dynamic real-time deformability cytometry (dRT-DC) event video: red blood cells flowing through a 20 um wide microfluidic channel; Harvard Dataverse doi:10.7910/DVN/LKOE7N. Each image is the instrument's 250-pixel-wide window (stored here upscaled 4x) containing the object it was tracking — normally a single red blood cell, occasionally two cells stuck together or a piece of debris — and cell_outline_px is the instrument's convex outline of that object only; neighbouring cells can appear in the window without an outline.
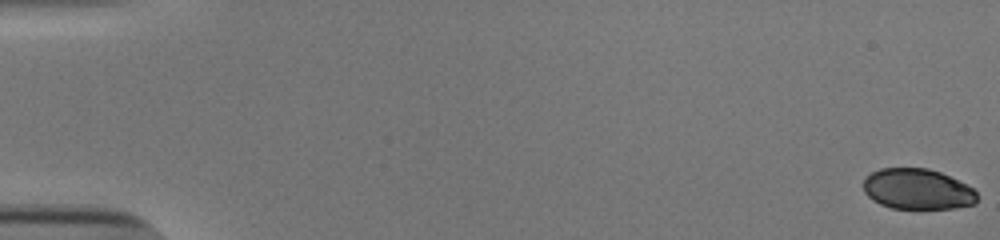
{"species": "human", "species_latin": "Homo sapiens", "temperature_condition": "cold", "stored_images_in_passage": 54, "camera_frame_rate_fps": 3000, "um_per_image_px": 0.085, "donor": {"sex": "male"}, "frame": {"image": 1, "passage_image": 1, "time_ms": 0.0, "image_size_px": [1000, 240], "cell_outline_px": [[976, 204], [952, 208], [892, 208], [880, 204], [872, 200], [864, 192], [864, 180], [872, 172], [880, 168], [928, 168], [940, 172], [972, 188], [976, 192]], "centroid_in_image_um": [77.96, 16.07], "position_along_channel_um": 7.0, "area_um2": 26.65}}
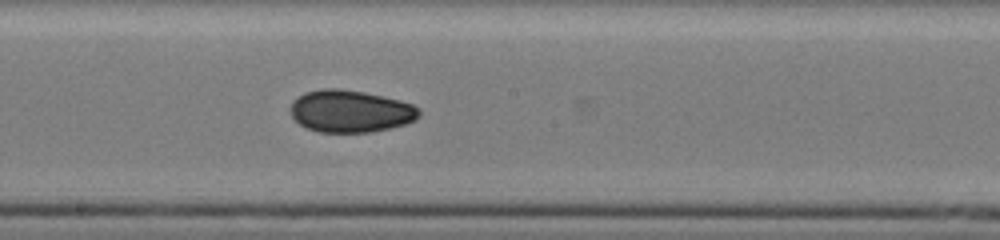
{"frame": {"image": 2, "passage_image": 31, "time_ms": 10.0, "image_size_px": [1000, 240], "cell_outline_px": [[420, 116], [416, 120], [404, 124], [388, 128], [368, 132], [320, 132], [308, 128], [300, 124], [292, 116], [288, 108], [292, 100], [304, 92], [320, 88], [340, 88], [364, 92], [400, 100], [412, 104], [420, 108]], "centroid_in_image_um": [29.76, 9.43], "position_along_channel_um": 218.4, "area_um2": 31.85}}
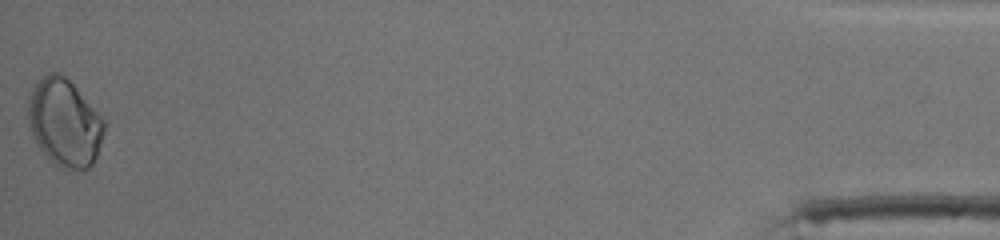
{"frame": {"image": 3, "passage_image": 54, "time_ms": 17.667, "image_size_px": [1000, 240], "cell_outline_px": [[108, 124], [96, 156], [92, 164], [88, 168], [60, 168], [48, 160], [40, 148], [28, 124], [28, 100], [32, 88], [40, 76], [48, 72], [56, 72], [64, 76], [76, 88]], "centroid_in_image_um": [5.48, 10.42], "position_along_channel_um": 429.7, "area_um2": 38.67}, "authors_computed_cell_mechanics": {"area_um2": 30.8652, "velocity_mm_per_s": 3.9004, "shape_relaxation_time_tau1_ms": 7.8967, "shape_relaxation_time_tau2_ms": 4.7487, "deformation_change_tau1": 0.1023, "deformation_change_tau2": 0.0624}}